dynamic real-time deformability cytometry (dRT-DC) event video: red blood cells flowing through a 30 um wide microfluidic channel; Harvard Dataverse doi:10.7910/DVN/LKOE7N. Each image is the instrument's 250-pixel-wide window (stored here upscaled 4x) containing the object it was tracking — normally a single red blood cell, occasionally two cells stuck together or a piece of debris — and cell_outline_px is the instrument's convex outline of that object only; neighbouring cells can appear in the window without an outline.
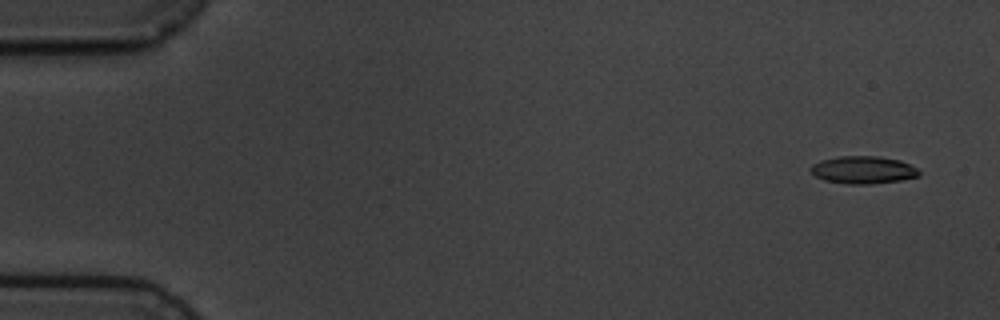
{"species": "common noctule bat (a hibernating species)", "species_latin": "Nyctalus noctula", "temperature_condition": "cold", "stored_images_in_passage": 5, "camera_frame_rate_fps": 3000, "um_per_image_px": 0.085, "animal": {"sex": "male", "body_mass_g": 19.5, "forearm_length_mm": 54.6}, "frame": {"image": 1, "passage_image": 1, "time_ms": 0.0, "image_size_px": [1000, 320], "cell_outline_px": [[920, 176], [900, 180], [868, 184], [848, 184], [824, 180], [816, 176], [808, 168], [812, 164], [820, 160], [840, 156], [880, 156], [900, 160], [916, 168], [920, 172]], "centroid_in_image_um": [73.35, 14.43], "position_along_channel_um": 11.7, "area_um2": 17.4}}
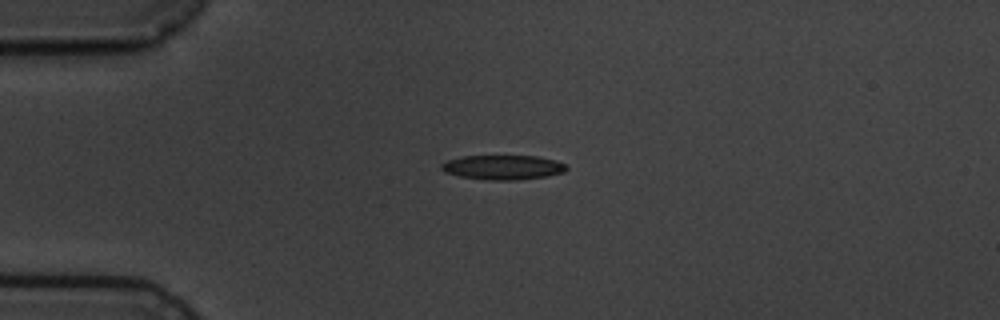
{"frame": {"image": 2, "passage_image": 4, "time_ms": 3.667, "image_size_px": [1000, 320], "cell_outline_px": [[568, 168], [564, 172], [548, 176], [516, 180], [488, 180], [460, 176], [444, 172], [440, 168], [440, 164], [448, 160], [464, 156], [536, 156], [556, 160], [564, 164]], "centroid_in_image_um": [42.75, 14.22], "position_along_channel_um": 42.3, "area_um2": 17.86}}